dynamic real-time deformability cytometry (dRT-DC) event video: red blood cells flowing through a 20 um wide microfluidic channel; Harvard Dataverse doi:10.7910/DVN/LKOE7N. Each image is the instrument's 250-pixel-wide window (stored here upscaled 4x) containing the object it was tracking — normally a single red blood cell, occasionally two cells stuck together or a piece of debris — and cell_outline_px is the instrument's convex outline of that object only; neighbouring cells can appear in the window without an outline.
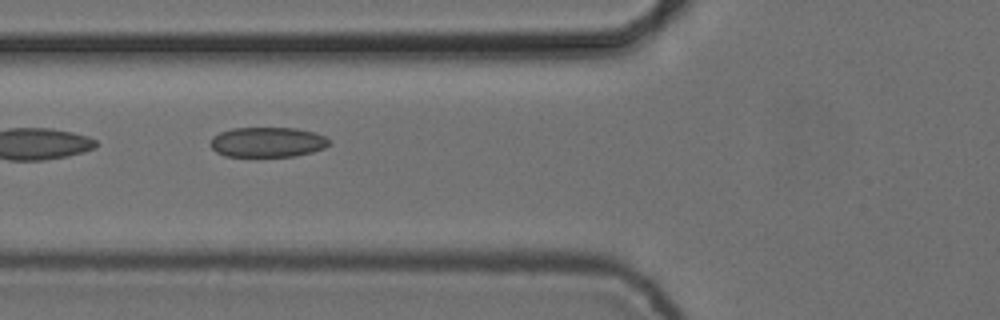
{"species": "common noctule bat (a hibernating species)", "species_latin": "Nyctalus noctula", "temperature_condition": "cold", "stored_images_in_passage": 11, "camera_frame_rate_fps": 3000, "um_per_image_px": 0.085, "animal": {"sex": "female", "body_mass_g": 24.6, "forearm_length_mm": 56.2}, "frame": {"image": 1, "passage_image": 2, "time_ms": 0.333, "image_size_px": [1000, 320], "cell_outline_px": [[332, 144], [324, 148], [312, 152], [296, 156], [224, 156], [216, 152], [208, 144], [212, 136], [220, 132], [232, 128], [296, 128], [312, 132], [324, 136]], "centroid_in_image_um": [22.7, 12.08], "position_along_channel_um": 103.1, "area_um2": 20.87}}
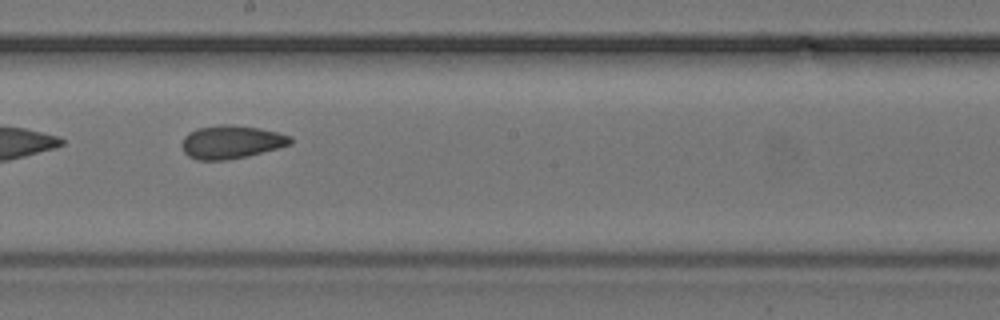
{"frame": {"image": 2, "passage_image": 5, "time_ms": 1.333, "image_size_px": [1000, 320], "cell_outline_px": [[292, 144], [248, 156], [228, 160], [196, 160], [188, 156], [184, 152], [180, 144], [184, 136], [188, 132], [196, 128], [220, 124], [228, 124], [260, 128], [292, 136]], "centroid_in_image_um": [19.62, 12.07], "position_along_channel_um": 228.6, "area_um2": 21.27}}
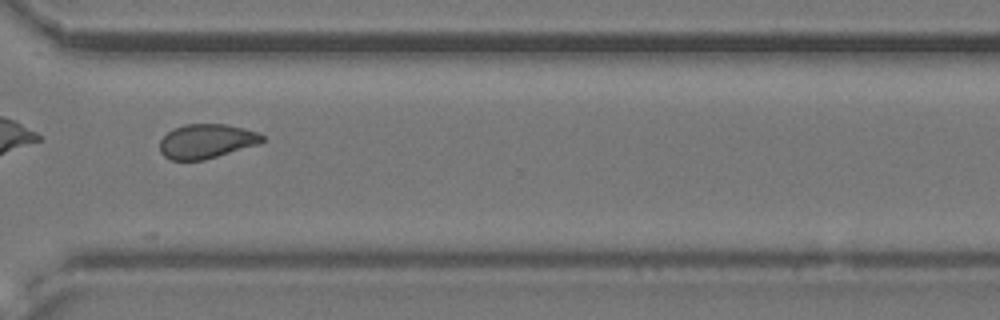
{"frame": {"image": 3, "passage_image": 8, "time_ms": 2.333, "image_size_px": [1000, 320], "cell_outline_px": [[264, 140], [260, 144], [204, 160], [172, 160], [164, 156], [160, 152], [160, 140], [172, 128], [184, 124], [228, 124], [244, 128], [256, 132], [264, 136]], "centroid_in_image_um": [17.55, 12.0], "position_along_channel_um": 353.0, "area_um2": 20.63}}